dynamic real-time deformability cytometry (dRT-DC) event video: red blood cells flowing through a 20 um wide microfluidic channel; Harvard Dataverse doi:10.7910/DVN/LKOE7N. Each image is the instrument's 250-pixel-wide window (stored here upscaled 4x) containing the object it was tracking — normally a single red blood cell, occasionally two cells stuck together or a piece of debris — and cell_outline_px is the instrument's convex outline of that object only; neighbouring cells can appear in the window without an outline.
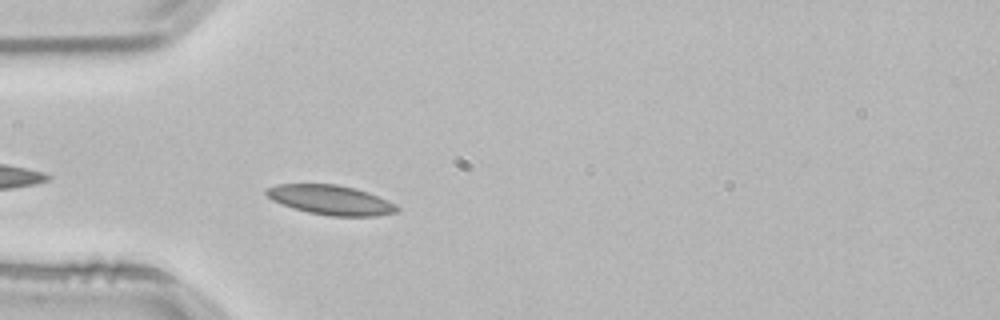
{"species": "common noctule bat (a hibernating species)", "species_latin": "Nyctalus noctula", "temperature_condition": "room temperature", "stored_images_in_passage": 33, "camera_frame_rate_fps": 3000, "um_per_image_px": 0.085, "animal": {"sex": "male", "body_mass_g": 21.5, "forearm_length_mm": 52.0}, "frame": {"image": 1, "passage_image": 5, "time_ms": 1.333, "image_size_px": [1000, 320], "cell_outline_px": [[400, 208], [396, 212], [380, 216], [328, 216], [308, 212], [292, 208], [272, 200], [264, 192], [264, 188], [276, 184], [336, 184], [356, 188], [368, 192], [388, 200], [396, 204]], "centroid_in_image_um": [28.11, 16.99], "position_along_channel_um": 56.9, "area_um2": 22.77}}
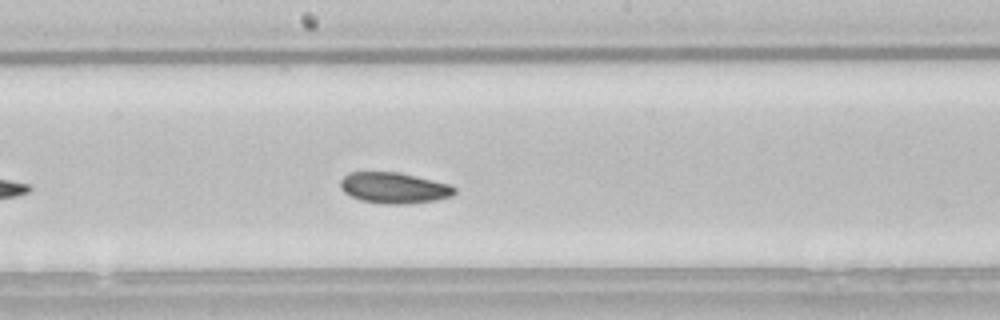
{"frame": {"image": 2, "passage_image": 18, "time_ms": 5.667, "image_size_px": [1000, 320], "cell_outline_px": [[456, 192], [452, 196], [436, 200], [408, 204], [380, 204], [360, 200], [344, 192], [340, 188], [340, 180], [348, 172], [400, 172], [452, 184], [456, 188]], "centroid_in_image_um": [33.52, 15.97], "position_along_channel_um": 214.7, "area_um2": 20.92}}
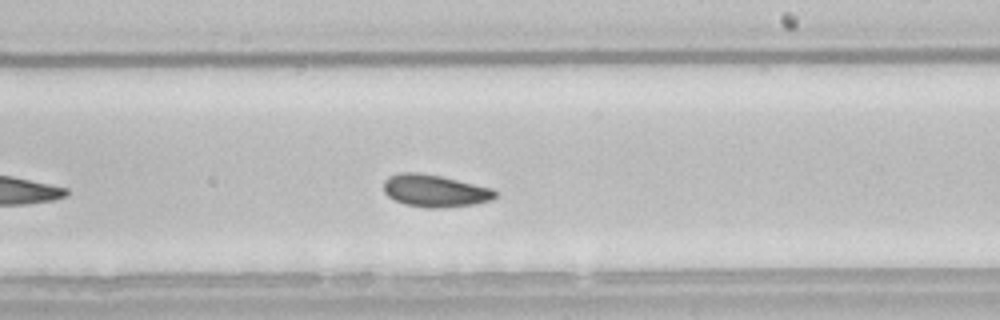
{"frame": {"image": 3, "passage_image": 21, "time_ms": 6.667, "image_size_px": [1000, 320], "cell_outline_px": [[496, 196], [492, 200], [476, 204], [444, 208], [424, 208], [404, 204], [388, 196], [384, 192], [384, 180], [388, 176], [400, 172], [420, 172], [440, 176], [492, 188], [496, 192]], "centroid_in_image_um": [36.95, 16.22], "position_along_channel_um": 252.0, "area_um2": 21.15}, "authors_computed_cell_mechanics": {"area_um2": 20.7502, "velocity_mm_per_s": 3.7532, "shape_relaxation_time_tau1_ms": 3.1737, "shape_relaxation_time_tau2_ms": 6.5416, "deformation_change_tau1": 0.0669, "deformation_change_tau2": 0.1079}}